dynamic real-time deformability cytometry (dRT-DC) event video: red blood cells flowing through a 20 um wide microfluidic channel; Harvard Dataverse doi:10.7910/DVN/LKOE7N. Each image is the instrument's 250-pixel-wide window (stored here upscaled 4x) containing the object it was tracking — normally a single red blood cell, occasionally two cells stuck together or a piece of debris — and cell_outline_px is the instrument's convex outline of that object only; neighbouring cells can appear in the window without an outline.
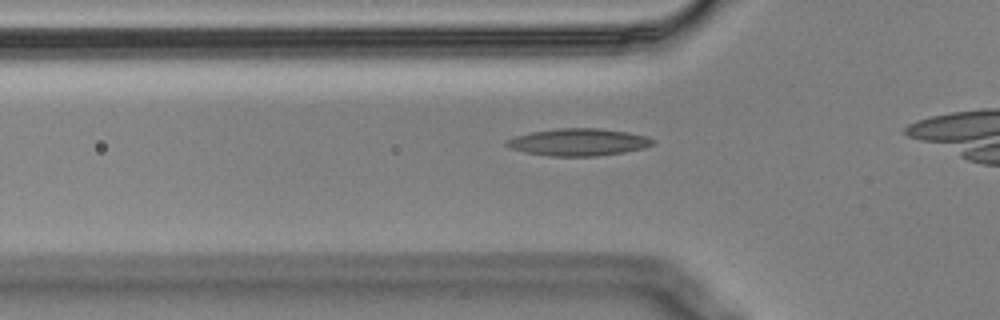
{"species": "Egyptian fruit bat (a non-hibernating species)", "species_latin": "Rousettus aegyptiacus", "temperature_condition": "cold", "stored_images_in_passage": 40, "camera_frame_rate_fps": 3000, "um_per_image_px": 0.085, "animal": {"sex": "male"}, "frame": {"image": 1, "passage_image": 13, "time_ms": 4.0, "image_size_px": [1000, 320], "cell_outline_px": [[656, 144], [644, 148], [624, 152], [596, 156], [548, 156], [524, 152], [512, 148], [504, 144], [508, 140], [516, 136], [532, 132], [560, 128], [600, 128], [628, 132], [648, 136], [656, 140]], "centroid_in_image_um": [49.24, 12.08], "position_along_channel_um": 76.6, "area_um2": 23.24}}
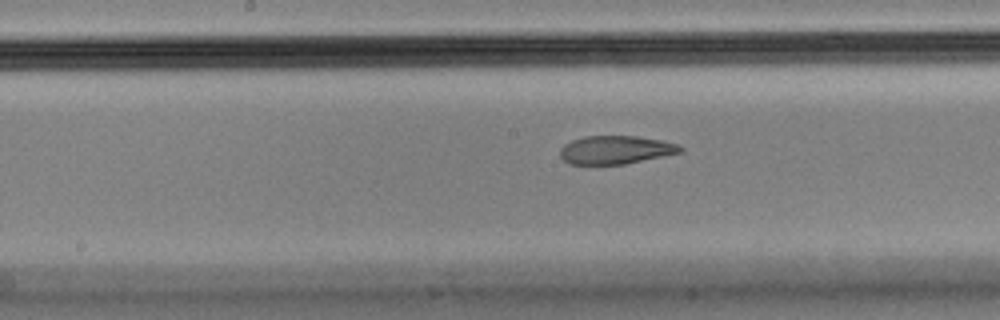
{"frame": {"image": 2, "passage_image": 23, "time_ms": 7.333, "image_size_px": [1000, 320], "cell_outline_px": [[684, 148], [680, 152], [624, 164], [568, 164], [560, 156], [560, 148], [564, 144], [572, 140], [584, 136], [636, 136], [660, 140], [676, 144]], "centroid_in_image_um": [52.27, 12.73], "position_along_channel_um": 195.9, "area_um2": 19.59}}
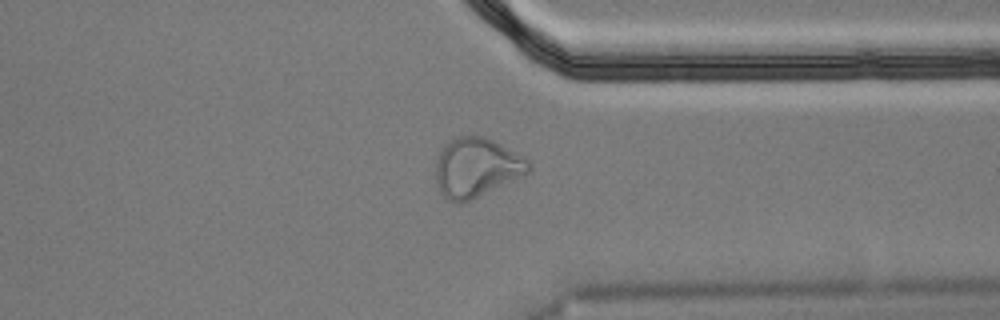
{"frame": {"image": 3, "passage_image": 38, "time_ms": 12.333, "image_size_px": [1000, 320], "cell_outline_px": [[532, 172], [524, 176], [472, 200], [460, 204], [456, 204], [448, 200], [440, 192], [436, 184], [436, 160], [440, 148], [444, 144], [456, 136], [484, 136], [524, 156], [532, 164]], "centroid_in_image_um": [40.51, 14.26], "position_along_channel_um": 370.9, "area_um2": 32.77}}